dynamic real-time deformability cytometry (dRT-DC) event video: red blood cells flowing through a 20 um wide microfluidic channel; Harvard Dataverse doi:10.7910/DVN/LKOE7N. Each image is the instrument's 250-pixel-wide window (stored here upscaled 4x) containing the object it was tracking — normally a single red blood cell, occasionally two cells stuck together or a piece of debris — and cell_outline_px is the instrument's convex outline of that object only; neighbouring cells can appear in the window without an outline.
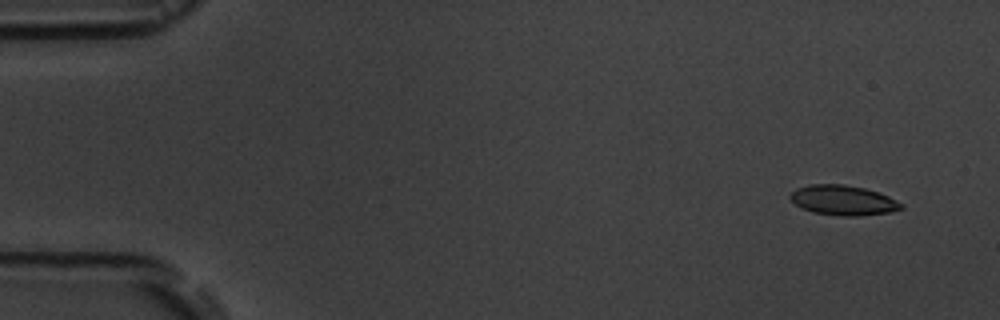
{"species": "common noctule bat (a hibernating species)", "species_latin": "Nyctalus noctula", "temperature_condition": "room temperature", "stored_images_in_passage": 6, "camera_frame_rate_fps": 3000, "um_per_image_px": 0.085, "animal": {"sex": "male", "body_mass_g": 19.5, "forearm_length_mm": 54.6}, "frame": {"image": 1, "passage_image": 1, "time_ms": 0.0, "image_size_px": [1000, 320], "cell_outline_px": [[904, 208], [892, 212], [860, 216], [844, 216], [812, 212], [796, 204], [788, 196], [796, 188], [808, 184], [844, 184], [864, 188], [888, 196], [904, 204]], "centroid_in_image_um": [71.69, 17.02], "position_along_channel_um": 13.3, "area_um2": 19.36}}
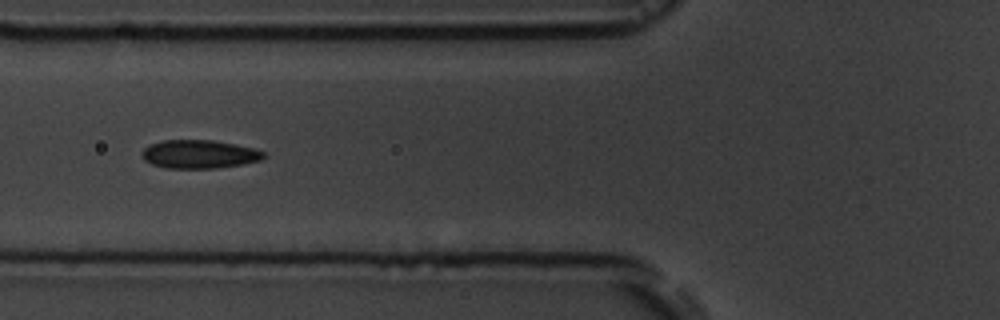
{"frame": {"image": 2, "passage_image": 5, "time_ms": 6.0, "image_size_px": [1000, 320], "cell_outline_px": [[268, 156], [260, 160], [244, 164], [216, 168], [164, 168], [152, 164], [144, 160], [140, 156], [140, 152], [148, 144], [164, 140], [212, 140], [252, 148], [264, 152]], "centroid_in_image_um": [16.89, 13.11], "position_along_channel_um": 108.9, "area_um2": 20.29}}
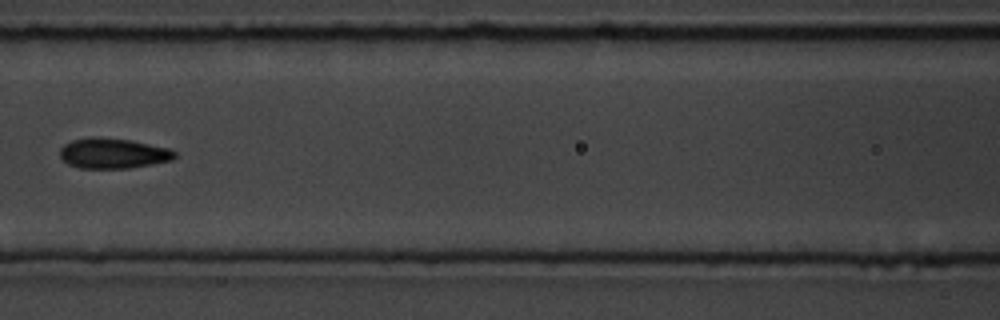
{"frame": {"image": 3, "passage_image": 6, "time_ms": 7.333, "image_size_px": [1000, 320], "cell_outline_px": [[176, 156], [172, 160], [152, 164], [128, 168], [80, 168], [68, 164], [60, 156], [60, 148], [64, 144], [72, 140], [92, 136], [96, 136], [132, 140], [168, 148], [176, 152]], "centroid_in_image_um": [9.6, 13.02], "position_along_channel_um": 157.0, "area_um2": 20.35}}